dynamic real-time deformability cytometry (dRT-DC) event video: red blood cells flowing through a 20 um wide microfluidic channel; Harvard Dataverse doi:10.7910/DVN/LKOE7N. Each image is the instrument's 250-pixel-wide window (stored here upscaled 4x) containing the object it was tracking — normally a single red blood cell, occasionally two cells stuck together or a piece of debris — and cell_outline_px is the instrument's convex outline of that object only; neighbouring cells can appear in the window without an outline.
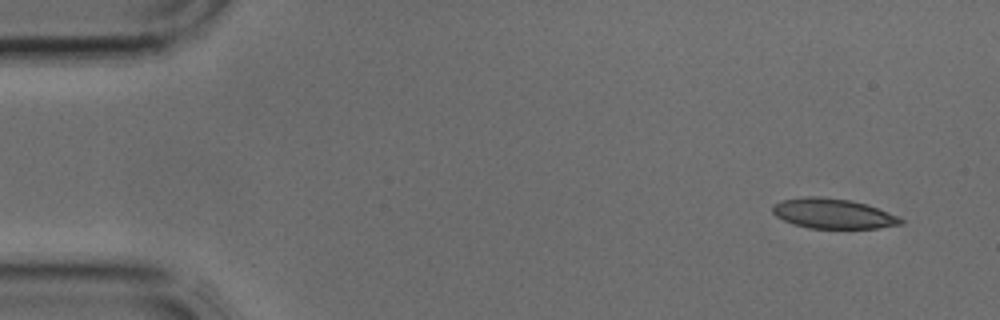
{"species": "common noctule bat (a hibernating species)", "species_latin": "Nyctalus noctula", "temperature_condition": "cold", "stored_images_in_passage": 3, "camera_frame_rate_fps": 3000, "um_per_image_px": 0.085, "animal": {"sex": "male", "body_mass_g": 17.9, "forearm_length_mm": 54.2}, "frame": {"image": 1, "passage_image": 1, "time_ms": 0.0, "image_size_px": [1000, 320], "cell_outline_px": [[904, 224], [880, 228], [808, 228], [784, 220], [776, 216], [772, 212], [772, 204], [780, 200], [804, 196], [820, 196], [852, 200], [900, 216], [904, 220]], "centroid_in_image_um": [70.81, 18.14], "position_along_channel_um": 14.2, "area_um2": 22.54}}
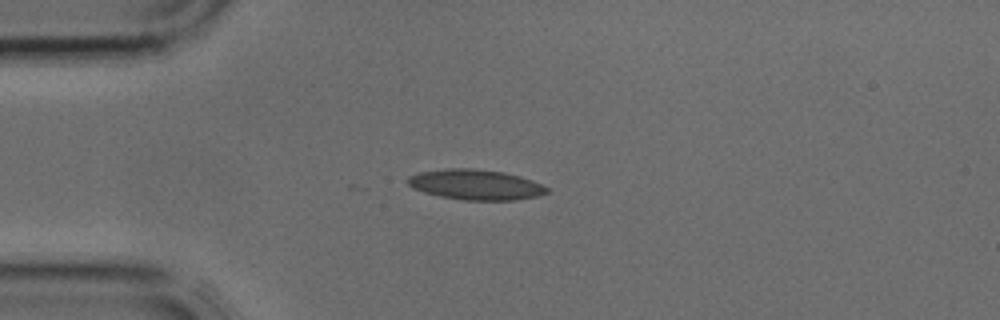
{"frame": {"image": 2, "passage_image": 3, "time_ms": 0.667, "image_size_px": [1000, 320], "cell_outline_px": [[548, 192], [536, 196], [512, 200], [464, 200], [440, 196], [424, 192], [412, 188], [408, 184], [408, 176], [416, 172], [448, 168], [472, 168], [504, 172], [520, 176], [532, 180], [548, 188]], "centroid_in_image_um": [40.39, 15.68], "position_along_channel_um": 44.6, "area_um2": 24.51}}